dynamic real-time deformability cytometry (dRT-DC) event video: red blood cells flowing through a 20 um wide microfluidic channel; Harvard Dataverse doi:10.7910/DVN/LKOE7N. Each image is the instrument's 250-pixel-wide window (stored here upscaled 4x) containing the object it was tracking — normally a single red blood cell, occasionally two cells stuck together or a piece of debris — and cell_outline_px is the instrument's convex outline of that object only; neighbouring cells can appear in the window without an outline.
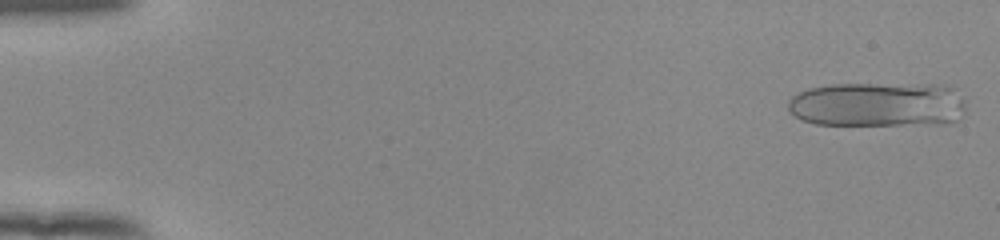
{"species": "human", "species_latin": "Homo sapiens", "temperature_condition": "room temperature", "stored_images_in_passage": 17, "camera_frame_rate_fps": 3000, "um_per_image_px": 0.085, "donor": {"sex": "female"}, "frame": {"image": 1, "passage_image": 1, "time_ms": 0.0, "image_size_px": [1000, 240], "cell_outline_px": [[964, 116], [956, 120], [940, 124], [816, 124], [800, 120], [788, 108], [788, 100], [792, 96], [808, 88], [832, 84], [948, 84], [956, 88], [964, 100]], "centroid_in_image_um": [74.66, 8.86], "position_along_channel_um": 10.3, "area_um2": 46.82}}
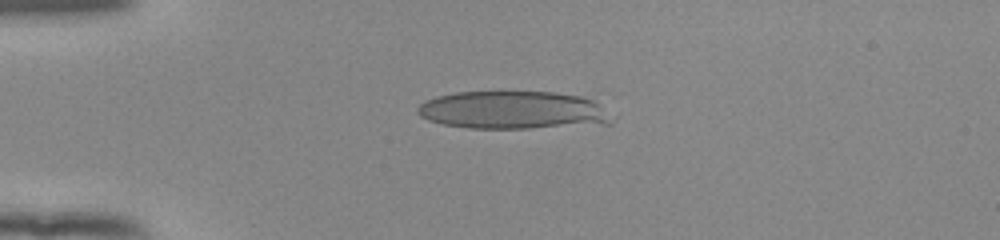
{"frame": {"image": 2, "passage_image": 13, "time_ms": 4.0, "image_size_px": [1000, 240], "cell_outline_px": [[616, 116], [612, 124], [528, 128], [468, 128], [444, 124], [428, 120], [420, 116], [416, 112], [416, 108], [424, 100], [436, 96], [456, 92], [552, 92], [580, 96], [596, 100]], "centroid_in_image_um": [43.69, 9.37], "position_along_channel_um": 41.3, "area_um2": 43.64}}